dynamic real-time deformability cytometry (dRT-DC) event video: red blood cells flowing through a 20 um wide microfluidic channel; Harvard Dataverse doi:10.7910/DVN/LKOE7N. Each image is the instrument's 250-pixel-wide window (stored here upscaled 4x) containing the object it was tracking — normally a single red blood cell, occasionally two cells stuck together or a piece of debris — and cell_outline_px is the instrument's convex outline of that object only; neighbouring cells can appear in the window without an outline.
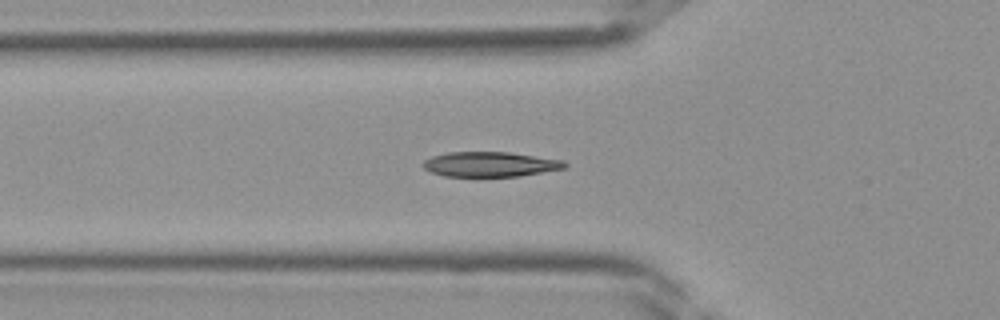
{"species": "Egyptian fruit bat (a non-hibernating species)", "species_latin": "Rousettus aegyptiacus", "temperature_condition": "room temperature", "stored_images_in_passage": 34, "segment_of_instrument_passage": [1, 2], "camera_frame_rate_fps": 3000, "um_per_image_px": 0.085, "frame": {"image": 1, "passage_image": 7, "time_ms": 2.0, "image_size_px": [1000, 320], "cell_outline_px": [[568, 164], [564, 168], [520, 176], [444, 176], [432, 172], [424, 168], [420, 164], [424, 160], [432, 156], [448, 152], [508, 152], [564, 160]], "centroid_in_image_um": [41.64, 13.96], "position_along_channel_um": 84.2, "area_um2": 20.52}}
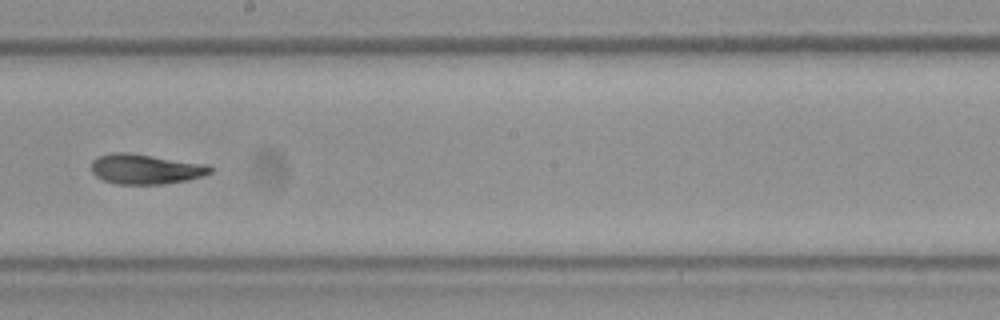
{"frame": {"image": 2, "passage_image": 16, "time_ms": 5.0, "image_size_px": [1000, 320], "cell_outline_px": [[212, 172], [204, 176], [188, 180], [160, 184], [116, 184], [104, 180], [96, 176], [92, 172], [92, 160], [96, 156], [112, 152], [128, 152], [208, 164], [212, 168]], "centroid_in_image_um": [12.37, 14.36], "position_along_channel_um": 235.8, "area_um2": 20.98}}
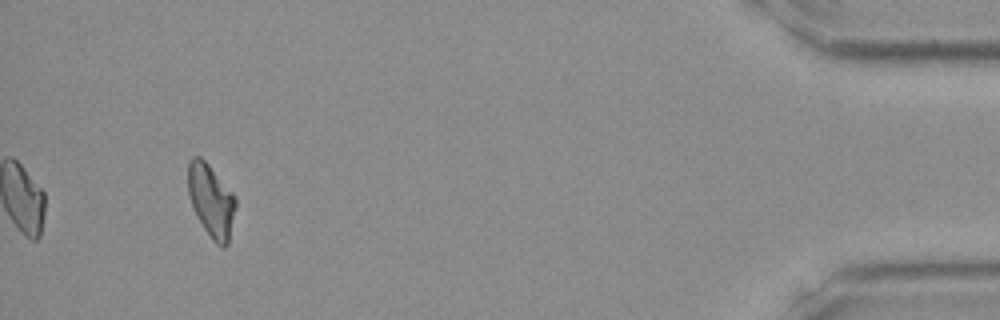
{"frame": {"image": 3, "passage_image": 31, "time_ms": 10.0, "image_size_px": [1000, 320], "cell_outline_px": [[236, 204], [228, 244], [224, 248], [220, 248], [212, 240], [204, 228], [192, 204], [188, 192], [188, 160], [192, 156], [200, 156], [208, 164], [232, 192], [236, 200]], "centroid_in_image_um": [17.95, 17.05], "position_along_channel_um": 417.3, "area_um2": 19.94}}